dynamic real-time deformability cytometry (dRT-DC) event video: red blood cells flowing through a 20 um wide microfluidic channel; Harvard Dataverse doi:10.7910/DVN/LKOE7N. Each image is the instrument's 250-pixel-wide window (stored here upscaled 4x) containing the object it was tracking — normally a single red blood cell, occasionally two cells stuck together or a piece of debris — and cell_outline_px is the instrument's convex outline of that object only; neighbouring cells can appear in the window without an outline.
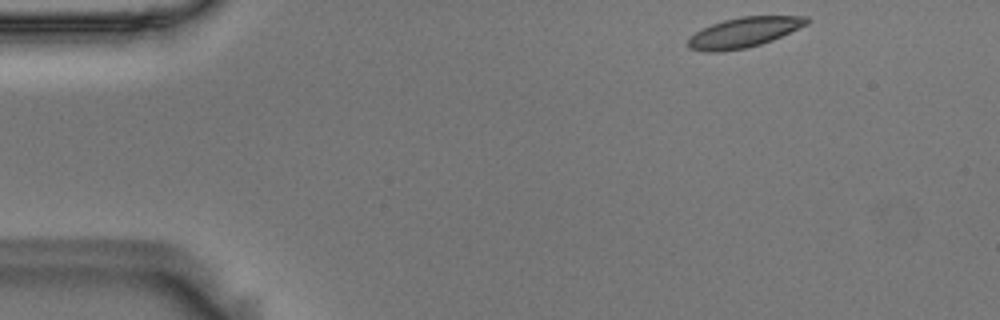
{"species": "Egyptian fruit bat (a non-hibernating species)", "species_latin": "Rousettus aegyptiacus", "temperature_condition": "room temperature", "stored_images_in_passage": 49, "camera_frame_rate_fps": 3000, "um_per_image_px": 0.085, "animal": {"sex": "male"}, "frame": {"image": 1, "passage_image": 1, "time_ms": 0.0, "image_size_px": [1000, 320], "cell_outline_px": [[812, 20], [808, 24], [772, 40], [760, 44], [744, 48], [720, 52], [704, 52], [688, 48], [688, 36], [712, 24], [724, 20], [740, 16], [808, 16]], "centroid_in_image_um": [63.23, 2.75], "position_along_channel_um": 21.8, "area_um2": 20.81}}
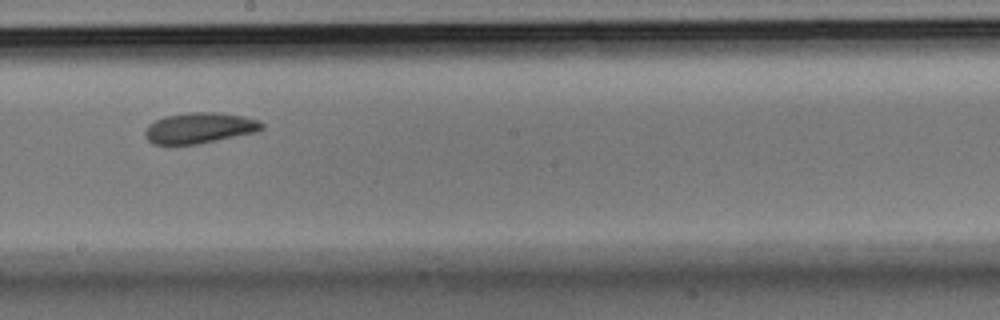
{"frame": {"image": 2, "passage_image": 25, "time_ms": 8.0, "image_size_px": [1000, 320], "cell_outline_px": [[264, 128], [256, 132], [200, 144], [152, 144], [144, 136], [144, 132], [148, 124], [164, 116], [188, 112], [220, 112], [244, 116], [260, 120], [264, 124]], "centroid_in_image_um": [16.97, 10.87], "position_along_channel_um": 231.2, "area_um2": 21.21}}
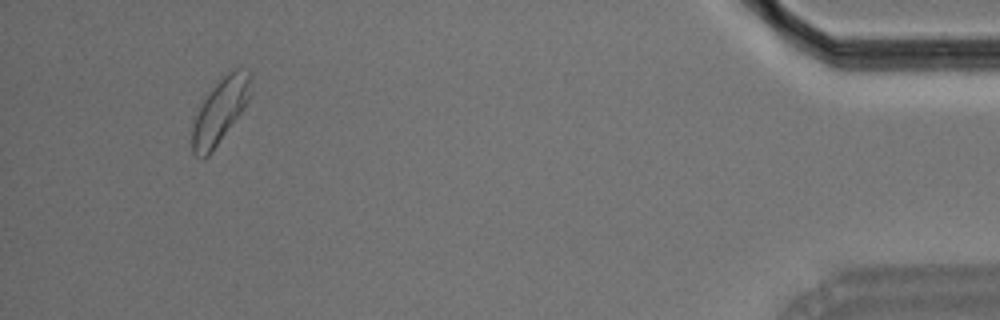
{"frame": {"image": 3, "passage_image": 46, "time_ms": 15.0, "image_size_px": [1000, 320], "cell_outline_px": [[252, 76], [248, 100], [244, 108], [208, 156], [204, 160], [200, 160], [192, 152], [192, 124], [204, 100], [216, 84], [228, 72], [236, 68], [248, 68], [252, 72]], "centroid_in_image_um": [18.72, 9.42], "position_along_channel_um": 416.5, "area_um2": 21.68}, "authors_computed_cell_mechanics": {"area_um2": 21.097, "velocity_mm_per_s": 3.6257, "shape_relaxation_time_tau1_ms": 3.0772, "shape_relaxation_time_tau2_ms": 3.5625, "deformation_change_tau1": 0.108, "deformation_change_tau2": 0.0928}}